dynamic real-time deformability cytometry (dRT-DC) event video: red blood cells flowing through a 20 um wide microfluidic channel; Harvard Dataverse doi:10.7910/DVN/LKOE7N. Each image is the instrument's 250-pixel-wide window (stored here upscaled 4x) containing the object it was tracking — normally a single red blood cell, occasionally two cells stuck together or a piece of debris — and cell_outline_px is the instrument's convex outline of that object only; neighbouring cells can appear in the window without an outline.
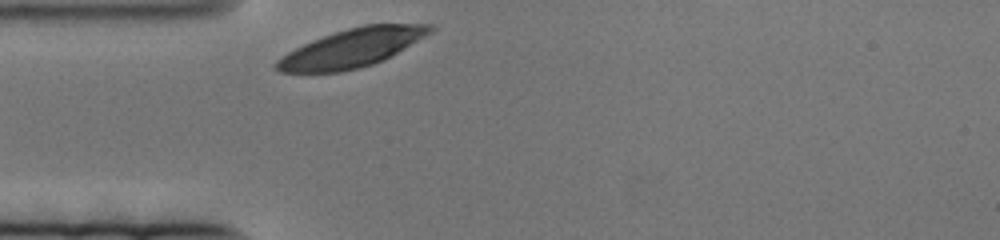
{"species": "human", "species_latin": "Homo sapiens", "temperature_condition": "cold", "stored_images_in_passage": 44, "camera_frame_rate_fps": 3000, "um_per_image_px": 0.085, "donor": {"sex": "female"}, "frame": {"image": 1, "passage_image": 1, "time_ms": 0.0, "image_size_px": [1000, 240], "cell_outline_px": [[436, 28], [432, 32], [384, 60], [372, 64], [340, 72], [280, 72], [272, 68], [272, 64], [280, 56], [304, 44], [324, 36], [348, 28], [364, 24], [432, 24]], "centroid_in_image_um": [29.9, 4.08], "position_along_channel_um": 55.1, "area_um2": 34.16}}
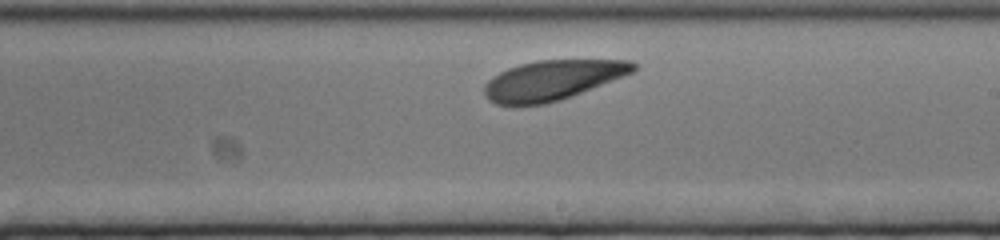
{"frame": {"image": 2, "passage_image": 26, "time_ms": 8.333, "image_size_px": [1000, 240], "cell_outline_px": [[636, 68], [632, 72], [624, 76], [572, 96], [560, 100], [544, 104], [516, 108], [512, 108], [496, 104], [488, 100], [484, 96], [484, 84], [492, 76], [508, 68], [520, 64], [536, 60], [628, 60], [636, 64]], "centroid_in_image_um": [46.87, 6.85], "position_along_channel_um": 242.1, "area_um2": 35.14}}
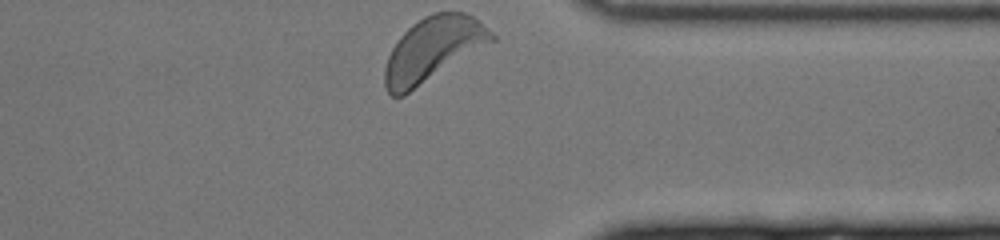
{"frame": {"image": 3, "passage_image": 44, "time_ms": 14.333, "image_size_px": [1000, 240], "cell_outline_px": [[496, 40], [404, 96], [392, 96], [388, 92], [384, 84], [384, 68], [388, 56], [392, 48], [400, 36], [412, 24], [424, 16], [432, 12], [464, 12], [472, 16], [496, 36]], "centroid_in_image_um": [36.78, 4.2], "position_along_channel_um": 374.6, "area_um2": 39.82}}